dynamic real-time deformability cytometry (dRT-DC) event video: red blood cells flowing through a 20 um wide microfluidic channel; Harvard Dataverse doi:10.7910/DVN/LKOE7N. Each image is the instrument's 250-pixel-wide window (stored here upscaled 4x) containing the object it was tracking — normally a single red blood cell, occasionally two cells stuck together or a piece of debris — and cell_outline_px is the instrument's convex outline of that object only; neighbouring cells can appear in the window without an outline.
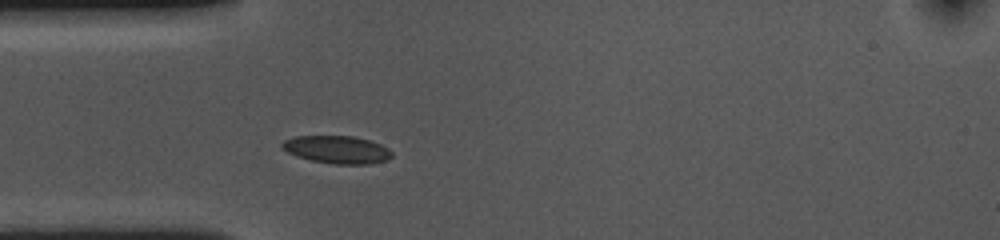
{"species": "common noctule bat (a hibernating species)", "species_latin": "Nyctalus noctula", "temperature_condition": "cold", "stored_images_in_passage": 33, "camera_frame_rate_fps": 3000, "um_per_image_px": 0.085, "animal": {"sex": "female", "body_mass_g": 10.0, "forearm_length_mm": 53.1}, "frame": {"image": 1, "passage_image": 1, "time_ms": 0.0, "image_size_px": [1000, 240], "cell_outline_px": [[392, 156], [388, 160], [368, 164], [332, 164], [312, 160], [296, 156], [288, 152], [280, 144], [284, 140], [292, 136], [352, 136], [368, 140], [380, 144], [388, 148], [392, 152]], "centroid_in_image_um": [28.65, 12.71], "position_along_channel_um": 56.4, "area_um2": 17.69}}
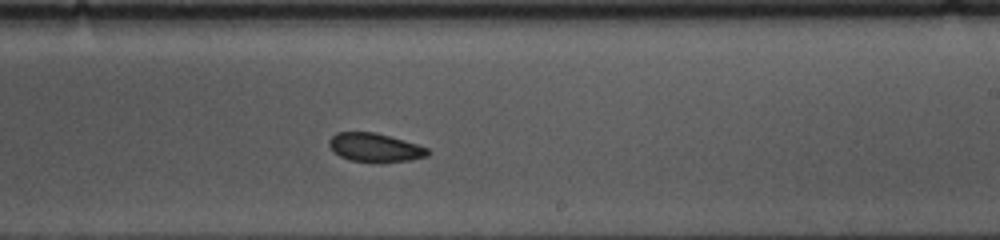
{"frame": {"image": 2, "passage_image": 18, "time_ms": 5.667, "image_size_px": [1000, 240], "cell_outline_px": [[432, 152], [428, 156], [412, 160], [348, 160], [332, 152], [328, 144], [328, 140], [336, 132], [376, 132], [404, 140], [428, 148]], "centroid_in_image_um": [31.85, 12.5], "position_along_channel_um": 257.1, "area_um2": 16.18}}
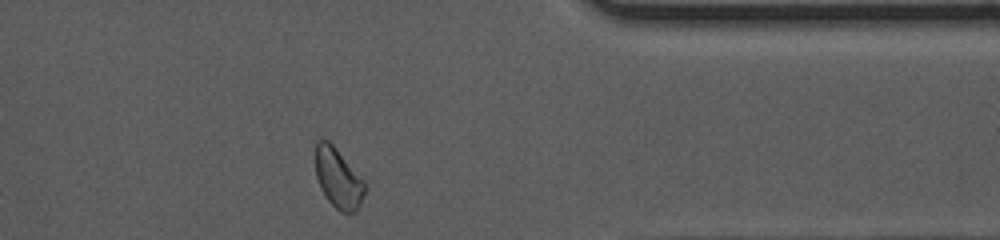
{"frame": {"image": 3, "passage_image": 30, "time_ms": 9.667, "image_size_px": [1000, 240], "cell_outline_px": [[368, 188], [356, 212], [340, 212], [324, 196], [320, 188], [316, 176], [316, 140], [328, 140], [336, 148], [368, 184]], "centroid_in_image_um": [28.78, 15.17], "position_along_channel_um": 382.6, "area_um2": 17.4}, "authors_computed_cell_mechanics": {"area_um2": 17.3978, "velocity_mm_per_s": 3.5713, "shape_relaxation_time_tau1_ms": 3.0704, "shape_relaxation_time_tau2_ms": 4.7488, "deformation_change_tau1": 0.0496, "deformation_change_tau2": 0.059}}